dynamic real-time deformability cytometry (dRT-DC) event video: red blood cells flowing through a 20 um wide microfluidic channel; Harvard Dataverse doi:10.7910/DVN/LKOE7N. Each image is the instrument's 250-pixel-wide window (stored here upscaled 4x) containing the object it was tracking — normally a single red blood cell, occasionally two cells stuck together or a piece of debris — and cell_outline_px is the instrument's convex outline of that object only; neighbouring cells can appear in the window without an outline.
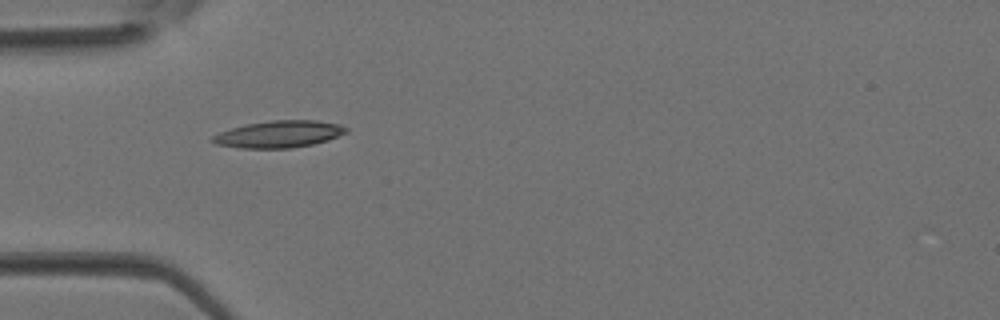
{"species": "Egyptian fruit bat (a non-hibernating species)", "species_latin": "Rousettus aegyptiacus", "temperature_condition": "room temperature", "stored_images_in_passage": 5, "camera_frame_rate_fps": 3000, "um_per_image_px": 0.085, "animal": {"sex": "female"}, "frame": {"image": 1, "passage_image": 4, "time_ms": 1.0, "image_size_px": [1000, 320], "cell_outline_px": [[348, 132], [328, 140], [312, 144], [288, 148], [240, 148], [216, 144], [208, 140], [212, 136], [220, 132], [232, 128], [248, 124], [272, 120], [316, 120], [340, 124], [348, 128]], "centroid_in_image_um": [23.72, 11.4], "position_along_channel_um": 61.3, "area_um2": 20.92}}
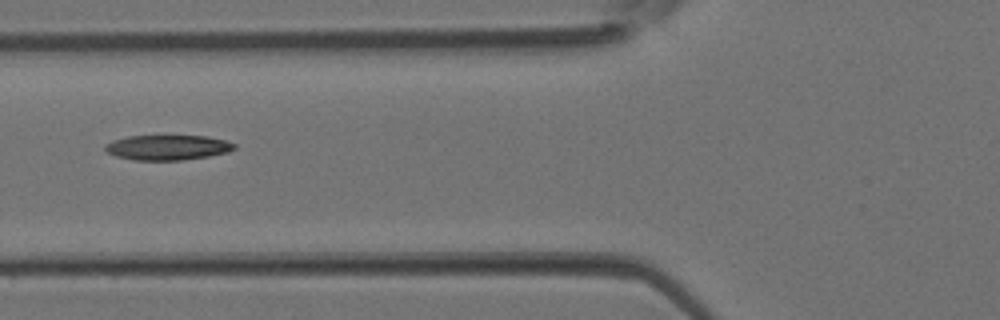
{"frame": {"image": 2, "passage_image": 5, "time_ms": 1.333, "image_size_px": [1000, 320], "cell_outline_px": [[236, 148], [228, 152], [208, 156], [180, 160], [132, 160], [116, 156], [108, 152], [104, 148], [104, 144], [112, 140], [128, 136], [208, 136], [224, 140], [236, 144]], "centroid_in_image_um": [14.23, 12.53], "position_along_channel_um": 111.6, "area_um2": 18.84}}